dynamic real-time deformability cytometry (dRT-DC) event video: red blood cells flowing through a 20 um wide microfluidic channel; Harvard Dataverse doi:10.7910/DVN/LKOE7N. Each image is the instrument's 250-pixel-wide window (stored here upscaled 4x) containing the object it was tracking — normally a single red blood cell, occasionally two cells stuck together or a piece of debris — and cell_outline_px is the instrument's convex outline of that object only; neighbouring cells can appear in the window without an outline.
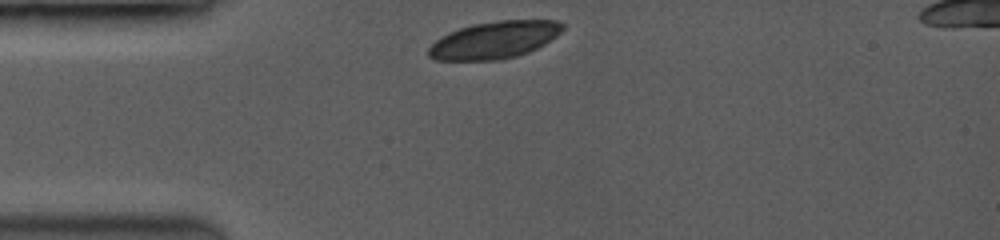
{"species": "common noctule bat (a hibernating species)", "species_latin": "Nyctalus noctula", "temperature_condition": "room temperature", "stored_images_in_passage": 51, "camera_frame_rate_fps": 3500, "um_per_image_px": 0.085, "animal": {"sex": "female", "body_mass_g": 19.0, "forearm_length_mm": 53.3}, "frame": {"image": 1, "passage_image": 1, "time_ms": 0.0, "image_size_px": [1000, 240], "cell_outline_px": [[564, 28], [556, 36], [544, 44], [528, 52], [516, 56], [496, 60], [436, 60], [428, 56], [428, 48], [440, 36], [460, 28], [472, 24], [500, 20], [556, 20], [564, 24]], "centroid_in_image_um": [42.01, 3.39], "position_along_channel_um": 43.0, "area_um2": 28.96}}
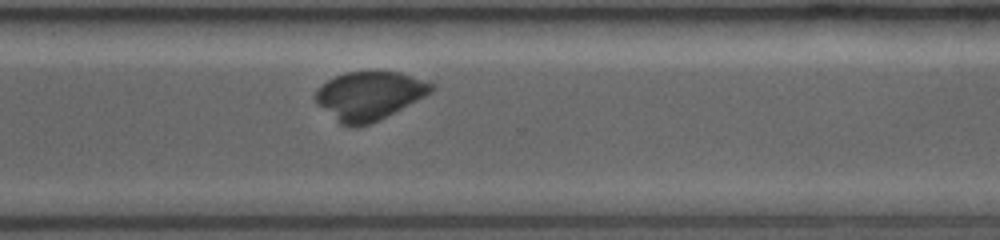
{"frame": {"image": 2, "passage_image": 39, "time_ms": 8.0, "image_size_px": [1000, 240], "cell_outline_px": [[436, 88], [432, 92], [368, 124], [356, 128], [348, 128], [340, 124], [316, 104], [316, 88], [328, 80], [336, 76], [348, 72], [400, 72], [432, 84]], "centroid_in_image_um": [31.32, 8.14], "position_along_channel_um": 339.3, "area_um2": 32.14}}
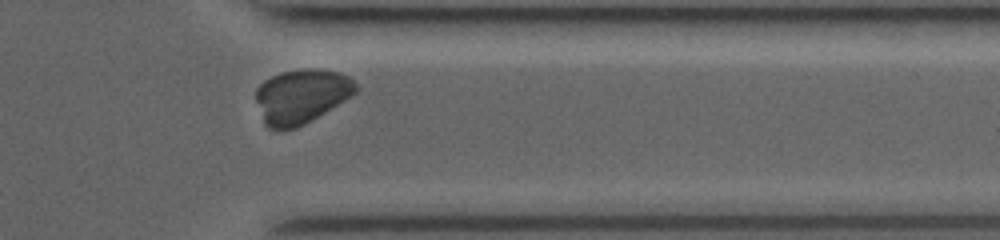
{"frame": {"image": 3, "passage_image": 43, "time_ms": 9.143, "image_size_px": [1000, 240], "cell_outline_px": [[360, 88], [352, 96], [312, 120], [296, 128], [276, 132], [268, 128], [264, 124], [256, 100], [256, 88], [264, 80], [272, 76], [284, 72], [340, 72], [348, 76]], "centroid_in_image_um": [25.58, 8.27], "position_along_channel_um": 385.8, "area_um2": 30.98}}